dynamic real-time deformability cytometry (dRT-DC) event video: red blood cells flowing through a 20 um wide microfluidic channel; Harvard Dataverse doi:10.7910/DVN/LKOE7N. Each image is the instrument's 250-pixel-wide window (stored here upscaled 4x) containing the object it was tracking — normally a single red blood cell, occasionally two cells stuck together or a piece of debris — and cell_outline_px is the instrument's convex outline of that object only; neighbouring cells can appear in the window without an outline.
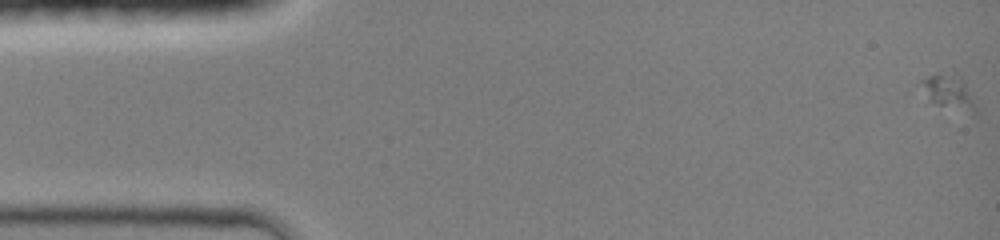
{"species": "common noctule bat (a hibernating species)", "species_latin": "Nyctalus noctula", "temperature_condition": "room temperature", "stored_images_in_passage": 46, "camera_frame_rate_fps": 3000, "um_per_image_px": 0.085, "animal": {"sex": "female", "body_mass_g": 19.0, "forearm_length_mm": 51.5}, "frame": {"image": 1, "passage_image": 1, "time_ms": 0.0, "image_size_px": [1000, 240], "cell_outline_px": [[976, 116], [936, 104], [928, 100], [920, 80], [936, 72], [960, 76], [964, 80], [976, 104]], "centroid_in_image_um": [80.69, 7.85], "position_along_channel_um": 4.3, "area_um2": 11.04}}
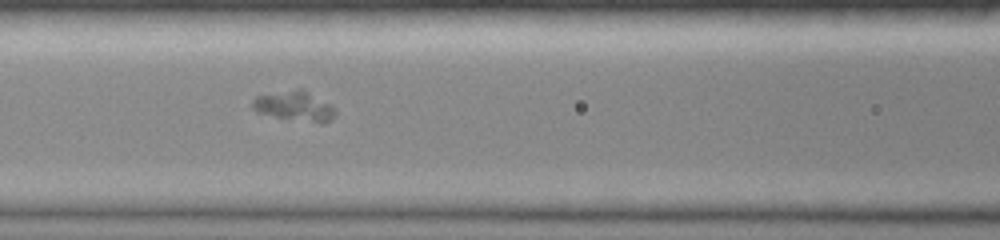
{"frame": {"image": 2, "passage_image": 20, "time_ms": 6.333, "image_size_px": [1000, 240], "cell_outline_px": [[336, 112], [332, 120], [320, 124], [276, 116], [256, 112], [252, 108], [252, 100], [256, 96], [300, 88], [308, 92], [336, 108]], "centroid_in_image_um": [25.06, 9.03], "position_along_channel_um": 141.5, "area_um2": 14.22}}
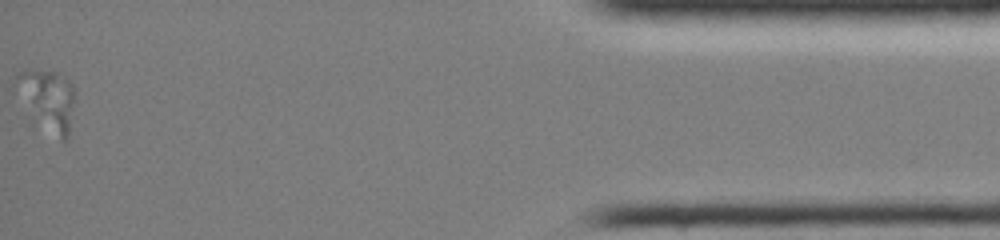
{"frame": {"image": 3, "passage_image": 46, "time_ms": 15.0, "image_size_px": [1000, 240], "cell_outline_px": [[76, 96], [68, 140], [60, 140], [32, 100], [16, 76], [20, 72], [56, 72], [68, 80], [72, 84]], "centroid_in_image_um": [4.38, 8.41], "position_along_channel_um": 430.8, "area_um2": 16.94}}